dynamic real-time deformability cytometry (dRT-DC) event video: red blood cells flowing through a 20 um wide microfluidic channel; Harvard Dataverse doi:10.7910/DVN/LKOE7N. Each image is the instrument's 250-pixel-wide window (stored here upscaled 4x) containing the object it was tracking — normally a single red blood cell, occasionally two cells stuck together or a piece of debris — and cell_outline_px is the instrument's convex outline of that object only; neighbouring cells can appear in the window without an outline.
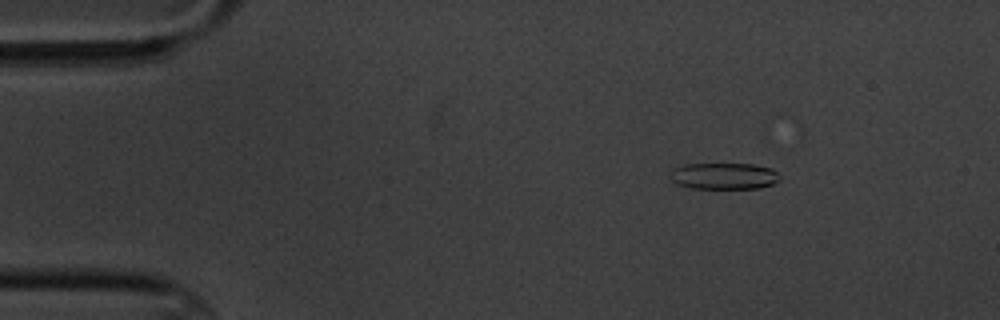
{"species": "common noctule bat (a hibernating species)", "species_latin": "Nyctalus noctula", "temperature_condition": "cold", "stored_images_in_passage": 15, "camera_frame_rate_fps": 3000, "um_per_image_px": 0.085, "animal": {"sex": "male", "body_mass_g": 20.1, "forearm_length_mm": 53.5}, "frame": {"image": 1, "passage_image": 3, "time_ms": 2.0, "image_size_px": [1000, 320], "cell_outline_px": [[780, 180], [772, 184], [760, 188], [692, 188], [676, 184], [668, 176], [668, 172], [672, 168], [684, 164], [752, 164], [772, 168], [780, 176]], "centroid_in_image_um": [61.49, 14.96], "position_along_channel_um": 23.5, "area_um2": 17.11}}
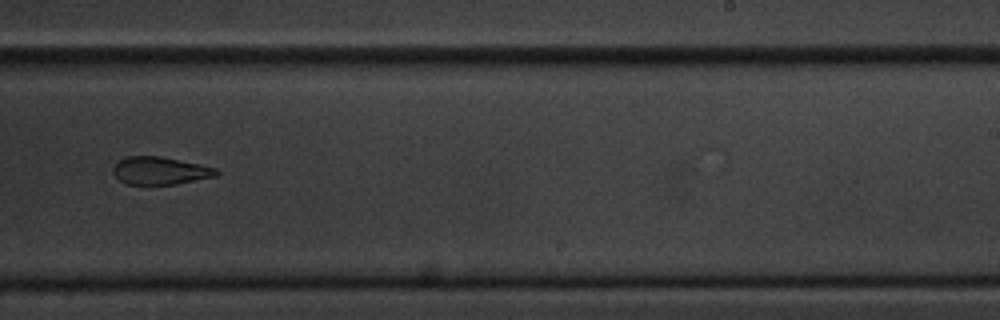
{"frame": {"image": 2, "passage_image": 10, "time_ms": 11.333, "image_size_px": [1000, 320], "cell_outline_px": [[220, 172], [216, 176], [176, 184], [128, 184], [120, 180], [112, 172], [112, 168], [120, 160], [128, 156], [160, 156], [200, 164], [216, 168]], "centroid_in_image_um": [13.62, 14.5], "position_along_channel_um": 275.4, "area_um2": 16.53}}
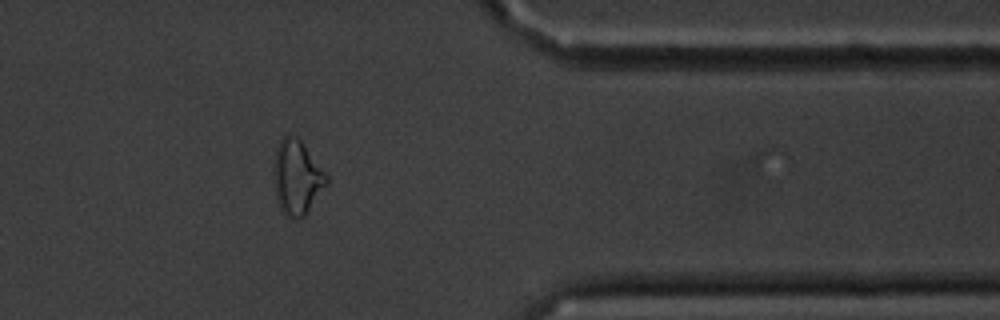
{"frame": {"image": 3, "passage_image": 13, "time_ms": 15.0, "image_size_px": [1000, 320], "cell_outline_px": [[328, 184], [304, 216], [300, 220], [288, 216], [284, 212], [276, 196], [272, 168], [276, 148], [280, 140], [288, 132], [296, 136], [300, 140], [328, 176]], "centroid_in_image_um": [25.23, 15.05], "position_along_channel_um": 386.2, "area_um2": 22.83}, "authors_computed_cell_mechanics": {"area_um2": 18.3226, "velocity_mm_per_s": 3.4354, "shape_relaxation_time_tau1_ms": 5.8149, "shape_relaxation_time_tau2_ms": 2.164, "deformation_change_tau1": 0.1401, "deformation_change_tau2": 0.0886}}